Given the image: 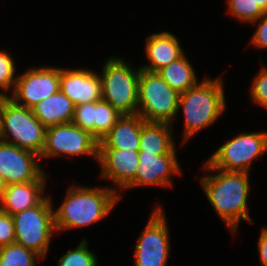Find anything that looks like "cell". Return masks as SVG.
<instances>
[{
    "label": "cell",
    "instance_id": "cell-1",
    "mask_svg": "<svg viewBox=\"0 0 267 266\" xmlns=\"http://www.w3.org/2000/svg\"><path fill=\"white\" fill-rule=\"evenodd\" d=\"M204 171L215 174L202 175L200 184L205 195L221 220L234 236L242 220L255 223L249 215L247 204L250 190V178L246 172H227L213 168L207 161ZM217 171V172H216Z\"/></svg>",
    "mask_w": 267,
    "mask_h": 266
},
{
    "label": "cell",
    "instance_id": "cell-2",
    "mask_svg": "<svg viewBox=\"0 0 267 266\" xmlns=\"http://www.w3.org/2000/svg\"><path fill=\"white\" fill-rule=\"evenodd\" d=\"M63 203L54 210L56 232L84 228L97 223L110 214L120 200L112 188L72 185Z\"/></svg>",
    "mask_w": 267,
    "mask_h": 266
},
{
    "label": "cell",
    "instance_id": "cell-3",
    "mask_svg": "<svg viewBox=\"0 0 267 266\" xmlns=\"http://www.w3.org/2000/svg\"><path fill=\"white\" fill-rule=\"evenodd\" d=\"M222 80L205 76L198 84L180 93L178 112L182 109L184 117L182 145L201 129L214 124L225 112L227 104Z\"/></svg>",
    "mask_w": 267,
    "mask_h": 266
},
{
    "label": "cell",
    "instance_id": "cell-4",
    "mask_svg": "<svg viewBox=\"0 0 267 266\" xmlns=\"http://www.w3.org/2000/svg\"><path fill=\"white\" fill-rule=\"evenodd\" d=\"M102 99L122 115L137 114L138 80L141 68H134L121 57H109L102 67Z\"/></svg>",
    "mask_w": 267,
    "mask_h": 266
},
{
    "label": "cell",
    "instance_id": "cell-5",
    "mask_svg": "<svg viewBox=\"0 0 267 266\" xmlns=\"http://www.w3.org/2000/svg\"><path fill=\"white\" fill-rule=\"evenodd\" d=\"M180 93L157 72L141 69L138 80L137 114L146 122L168 123L178 115Z\"/></svg>",
    "mask_w": 267,
    "mask_h": 266
},
{
    "label": "cell",
    "instance_id": "cell-6",
    "mask_svg": "<svg viewBox=\"0 0 267 266\" xmlns=\"http://www.w3.org/2000/svg\"><path fill=\"white\" fill-rule=\"evenodd\" d=\"M46 137V127L34 116L32 110L14 103L4 102L1 115L0 140L16 145L41 156Z\"/></svg>",
    "mask_w": 267,
    "mask_h": 266
},
{
    "label": "cell",
    "instance_id": "cell-7",
    "mask_svg": "<svg viewBox=\"0 0 267 266\" xmlns=\"http://www.w3.org/2000/svg\"><path fill=\"white\" fill-rule=\"evenodd\" d=\"M52 200L47 196L39 205L12 216L15 242L45 258L52 234L56 233Z\"/></svg>",
    "mask_w": 267,
    "mask_h": 266
},
{
    "label": "cell",
    "instance_id": "cell-8",
    "mask_svg": "<svg viewBox=\"0 0 267 266\" xmlns=\"http://www.w3.org/2000/svg\"><path fill=\"white\" fill-rule=\"evenodd\" d=\"M267 152V132H243L223 143L207 160L227 172L249 173L254 159Z\"/></svg>",
    "mask_w": 267,
    "mask_h": 266
},
{
    "label": "cell",
    "instance_id": "cell-9",
    "mask_svg": "<svg viewBox=\"0 0 267 266\" xmlns=\"http://www.w3.org/2000/svg\"><path fill=\"white\" fill-rule=\"evenodd\" d=\"M165 211L156 204L135 246V266H167L170 237Z\"/></svg>",
    "mask_w": 267,
    "mask_h": 266
},
{
    "label": "cell",
    "instance_id": "cell-10",
    "mask_svg": "<svg viewBox=\"0 0 267 266\" xmlns=\"http://www.w3.org/2000/svg\"><path fill=\"white\" fill-rule=\"evenodd\" d=\"M91 156L98 160V141L88 130L73 123L46 128L45 146L40 159L57 156Z\"/></svg>",
    "mask_w": 267,
    "mask_h": 266
},
{
    "label": "cell",
    "instance_id": "cell-11",
    "mask_svg": "<svg viewBox=\"0 0 267 266\" xmlns=\"http://www.w3.org/2000/svg\"><path fill=\"white\" fill-rule=\"evenodd\" d=\"M59 90L60 67L42 65L17 75L14 90L9 98L14 103L31 109Z\"/></svg>",
    "mask_w": 267,
    "mask_h": 266
},
{
    "label": "cell",
    "instance_id": "cell-12",
    "mask_svg": "<svg viewBox=\"0 0 267 266\" xmlns=\"http://www.w3.org/2000/svg\"><path fill=\"white\" fill-rule=\"evenodd\" d=\"M35 153L0 140V174L6 185L46 181L44 169Z\"/></svg>",
    "mask_w": 267,
    "mask_h": 266
},
{
    "label": "cell",
    "instance_id": "cell-13",
    "mask_svg": "<svg viewBox=\"0 0 267 266\" xmlns=\"http://www.w3.org/2000/svg\"><path fill=\"white\" fill-rule=\"evenodd\" d=\"M139 151H129L118 148H98V165L101 167V179L114 183L113 189L122 199L121 190H129V187L135 182ZM117 188V190H116Z\"/></svg>",
    "mask_w": 267,
    "mask_h": 266
},
{
    "label": "cell",
    "instance_id": "cell-14",
    "mask_svg": "<svg viewBox=\"0 0 267 266\" xmlns=\"http://www.w3.org/2000/svg\"><path fill=\"white\" fill-rule=\"evenodd\" d=\"M177 153L154 155L139 151V166L136 170L135 182L129 189L135 187H169L172 186L171 176L180 174L181 168L177 159Z\"/></svg>",
    "mask_w": 267,
    "mask_h": 266
},
{
    "label": "cell",
    "instance_id": "cell-15",
    "mask_svg": "<svg viewBox=\"0 0 267 266\" xmlns=\"http://www.w3.org/2000/svg\"><path fill=\"white\" fill-rule=\"evenodd\" d=\"M60 90L75 104L102 100L99 73L90 69L60 67Z\"/></svg>",
    "mask_w": 267,
    "mask_h": 266
},
{
    "label": "cell",
    "instance_id": "cell-16",
    "mask_svg": "<svg viewBox=\"0 0 267 266\" xmlns=\"http://www.w3.org/2000/svg\"><path fill=\"white\" fill-rule=\"evenodd\" d=\"M46 184L47 181H33L6 185L0 197V211L14 215L39 205L47 197Z\"/></svg>",
    "mask_w": 267,
    "mask_h": 266
},
{
    "label": "cell",
    "instance_id": "cell-17",
    "mask_svg": "<svg viewBox=\"0 0 267 266\" xmlns=\"http://www.w3.org/2000/svg\"><path fill=\"white\" fill-rule=\"evenodd\" d=\"M145 52L149 64L140 68L158 72L160 69L184 54L180 41L171 32L153 33L146 38Z\"/></svg>",
    "mask_w": 267,
    "mask_h": 266
},
{
    "label": "cell",
    "instance_id": "cell-18",
    "mask_svg": "<svg viewBox=\"0 0 267 266\" xmlns=\"http://www.w3.org/2000/svg\"><path fill=\"white\" fill-rule=\"evenodd\" d=\"M145 122L138 114L122 115L112 129L98 142V148L139 151L141 128Z\"/></svg>",
    "mask_w": 267,
    "mask_h": 266
},
{
    "label": "cell",
    "instance_id": "cell-19",
    "mask_svg": "<svg viewBox=\"0 0 267 266\" xmlns=\"http://www.w3.org/2000/svg\"><path fill=\"white\" fill-rule=\"evenodd\" d=\"M34 116L46 127L72 123L75 104L59 90L33 108Z\"/></svg>",
    "mask_w": 267,
    "mask_h": 266
},
{
    "label": "cell",
    "instance_id": "cell-20",
    "mask_svg": "<svg viewBox=\"0 0 267 266\" xmlns=\"http://www.w3.org/2000/svg\"><path fill=\"white\" fill-rule=\"evenodd\" d=\"M174 128L168 123L145 122L141 128L139 151L154 155L176 153Z\"/></svg>",
    "mask_w": 267,
    "mask_h": 266
},
{
    "label": "cell",
    "instance_id": "cell-21",
    "mask_svg": "<svg viewBox=\"0 0 267 266\" xmlns=\"http://www.w3.org/2000/svg\"><path fill=\"white\" fill-rule=\"evenodd\" d=\"M162 79L179 93L199 83L196 72L185 53L157 72Z\"/></svg>",
    "mask_w": 267,
    "mask_h": 266
},
{
    "label": "cell",
    "instance_id": "cell-22",
    "mask_svg": "<svg viewBox=\"0 0 267 266\" xmlns=\"http://www.w3.org/2000/svg\"><path fill=\"white\" fill-rule=\"evenodd\" d=\"M122 114L110 103L94 102V138L99 142L115 125Z\"/></svg>",
    "mask_w": 267,
    "mask_h": 266
},
{
    "label": "cell",
    "instance_id": "cell-23",
    "mask_svg": "<svg viewBox=\"0 0 267 266\" xmlns=\"http://www.w3.org/2000/svg\"><path fill=\"white\" fill-rule=\"evenodd\" d=\"M36 259L43 258L16 242L0 247V266H36Z\"/></svg>",
    "mask_w": 267,
    "mask_h": 266
},
{
    "label": "cell",
    "instance_id": "cell-24",
    "mask_svg": "<svg viewBox=\"0 0 267 266\" xmlns=\"http://www.w3.org/2000/svg\"><path fill=\"white\" fill-rule=\"evenodd\" d=\"M85 237L78 246L70 249L62 255L57 263L58 266H97V256L88 248V240Z\"/></svg>",
    "mask_w": 267,
    "mask_h": 266
},
{
    "label": "cell",
    "instance_id": "cell-25",
    "mask_svg": "<svg viewBox=\"0 0 267 266\" xmlns=\"http://www.w3.org/2000/svg\"><path fill=\"white\" fill-rule=\"evenodd\" d=\"M227 11L240 22L251 23L265 12L254 0H227Z\"/></svg>",
    "mask_w": 267,
    "mask_h": 266
},
{
    "label": "cell",
    "instance_id": "cell-26",
    "mask_svg": "<svg viewBox=\"0 0 267 266\" xmlns=\"http://www.w3.org/2000/svg\"><path fill=\"white\" fill-rule=\"evenodd\" d=\"M5 51L6 50H0V94L9 96V94L6 93L14 90L17 75L15 74V61L10 53Z\"/></svg>",
    "mask_w": 267,
    "mask_h": 266
},
{
    "label": "cell",
    "instance_id": "cell-27",
    "mask_svg": "<svg viewBox=\"0 0 267 266\" xmlns=\"http://www.w3.org/2000/svg\"><path fill=\"white\" fill-rule=\"evenodd\" d=\"M251 85L252 101L267 110V67L263 64Z\"/></svg>",
    "mask_w": 267,
    "mask_h": 266
},
{
    "label": "cell",
    "instance_id": "cell-28",
    "mask_svg": "<svg viewBox=\"0 0 267 266\" xmlns=\"http://www.w3.org/2000/svg\"><path fill=\"white\" fill-rule=\"evenodd\" d=\"M72 123L94 137V102L75 105Z\"/></svg>",
    "mask_w": 267,
    "mask_h": 266
},
{
    "label": "cell",
    "instance_id": "cell-29",
    "mask_svg": "<svg viewBox=\"0 0 267 266\" xmlns=\"http://www.w3.org/2000/svg\"><path fill=\"white\" fill-rule=\"evenodd\" d=\"M15 243V227L12 216L0 211V247Z\"/></svg>",
    "mask_w": 267,
    "mask_h": 266
},
{
    "label": "cell",
    "instance_id": "cell-30",
    "mask_svg": "<svg viewBox=\"0 0 267 266\" xmlns=\"http://www.w3.org/2000/svg\"><path fill=\"white\" fill-rule=\"evenodd\" d=\"M251 24L257 25V28L250 39L253 44L252 46L259 48V50H267V13L251 22Z\"/></svg>",
    "mask_w": 267,
    "mask_h": 266
},
{
    "label": "cell",
    "instance_id": "cell-31",
    "mask_svg": "<svg viewBox=\"0 0 267 266\" xmlns=\"http://www.w3.org/2000/svg\"><path fill=\"white\" fill-rule=\"evenodd\" d=\"M259 260L261 266H267V227H263L258 240Z\"/></svg>",
    "mask_w": 267,
    "mask_h": 266
},
{
    "label": "cell",
    "instance_id": "cell-32",
    "mask_svg": "<svg viewBox=\"0 0 267 266\" xmlns=\"http://www.w3.org/2000/svg\"><path fill=\"white\" fill-rule=\"evenodd\" d=\"M9 98L8 95L0 94V127H1V115L4 107V102Z\"/></svg>",
    "mask_w": 267,
    "mask_h": 266
},
{
    "label": "cell",
    "instance_id": "cell-33",
    "mask_svg": "<svg viewBox=\"0 0 267 266\" xmlns=\"http://www.w3.org/2000/svg\"><path fill=\"white\" fill-rule=\"evenodd\" d=\"M255 4H258L261 9L267 13V0H254Z\"/></svg>",
    "mask_w": 267,
    "mask_h": 266
},
{
    "label": "cell",
    "instance_id": "cell-34",
    "mask_svg": "<svg viewBox=\"0 0 267 266\" xmlns=\"http://www.w3.org/2000/svg\"><path fill=\"white\" fill-rule=\"evenodd\" d=\"M6 187V184H5V182H4V180H3V177L1 176V174H0V197H1V195H2V193H3V189Z\"/></svg>",
    "mask_w": 267,
    "mask_h": 266
}]
</instances>
